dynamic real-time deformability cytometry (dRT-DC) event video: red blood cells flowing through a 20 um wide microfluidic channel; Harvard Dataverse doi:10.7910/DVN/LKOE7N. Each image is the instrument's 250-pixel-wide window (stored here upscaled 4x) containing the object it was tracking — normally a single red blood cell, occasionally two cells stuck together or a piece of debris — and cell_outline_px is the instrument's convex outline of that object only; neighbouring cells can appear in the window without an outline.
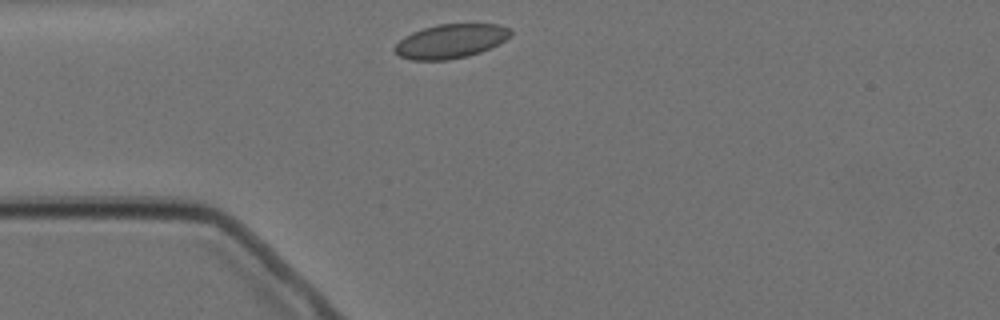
{"species": "Egyptian fruit bat (a non-hibernating species)", "species_latin": "Rousettus aegyptiacus", "temperature_condition": "cold", "stored_images_in_passage": 1, "camera_frame_rate_fps": 3000, "um_per_image_px": 0.085, "animal": {"sex": "female"}, "frame": {"image": 1, "passage_image": 1, "time_ms": 0.0, "image_size_px": [1000, 320], "cell_outline_px": [[512, 36], [480, 52], [468, 56], [448, 60], [412, 60], [400, 56], [392, 48], [404, 36], [412, 32], [424, 28], [440, 24], [500, 24], [508, 28], [512, 32]], "centroid_in_image_um": [38.29, 3.5], "position_along_channel_um": 46.7, "area_um2": 22.89}}